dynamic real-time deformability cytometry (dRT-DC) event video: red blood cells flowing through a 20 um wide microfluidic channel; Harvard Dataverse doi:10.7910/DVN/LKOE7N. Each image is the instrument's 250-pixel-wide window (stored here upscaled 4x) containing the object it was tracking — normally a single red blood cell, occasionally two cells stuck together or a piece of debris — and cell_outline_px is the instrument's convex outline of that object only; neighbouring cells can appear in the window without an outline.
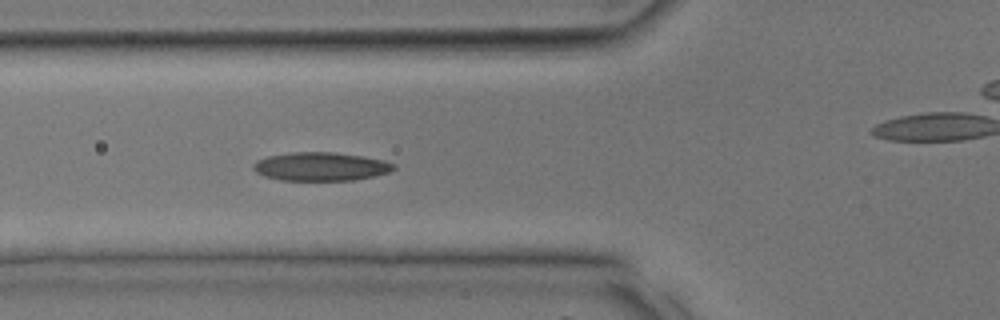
{"species": "common noctule bat (a hibernating species)", "species_latin": "Nyctalus noctula", "temperature_condition": "room temperature", "stored_images_in_passage": 19, "camera_frame_rate_fps": 3000, "um_per_image_px": 0.085, "animal": {"sex": "male", "body_mass_g": 17.9, "forearm_length_mm": 54.2}, "frame": {"image": 1, "passage_image": 6, "time_ms": 1.667, "image_size_px": [1000, 320], "cell_outline_px": [[396, 168], [388, 172], [376, 176], [352, 180], [280, 180], [264, 176], [256, 172], [252, 168], [252, 164], [256, 160], [268, 156], [288, 152], [332, 152], [364, 156], [384, 160], [396, 164]], "centroid_in_image_um": [27.26, 14.15], "position_along_channel_um": 98.5, "area_um2": 23.52}}
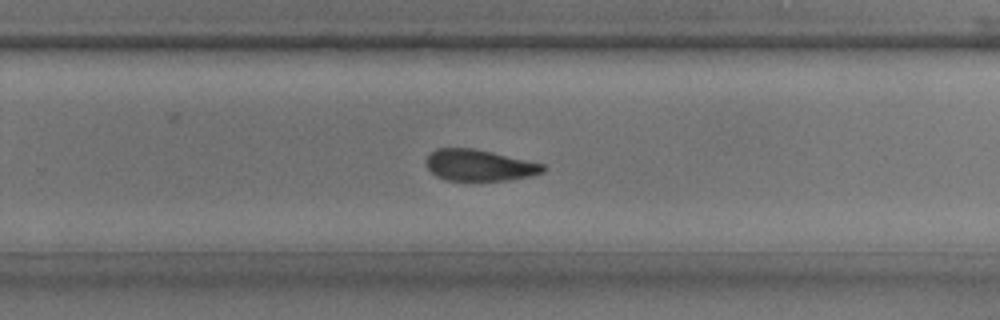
{"frame": {"image": 2, "passage_image": 16, "time_ms": 5.0, "image_size_px": [1000, 320], "cell_outline_px": [[548, 168], [544, 172], [532, 176], [508, 180], [448, 180], [436, 176], [424, 164], [424, 160], [428, 152], [436, 148], [472, 148], [492, 152], [544, 164]], "centroid_in_image_um": [40.72, 14.04], "position_along_channel_um": 289.1, "area_um2": 21.56}}
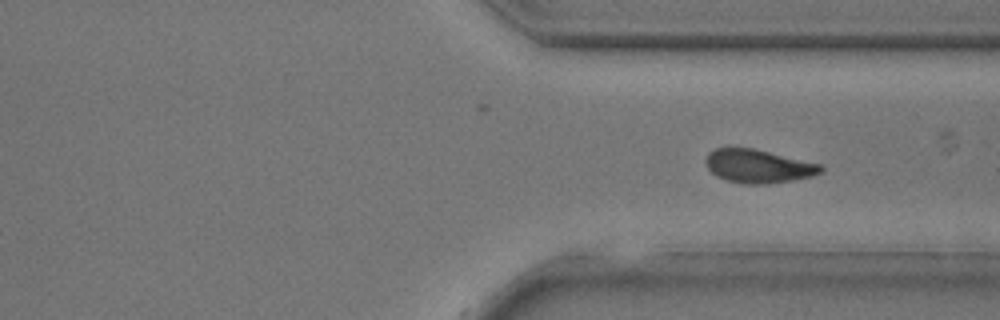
{"frame": {"image": 3, "passage_image": 19, "time_ms": 6.0, "image_size_px": [1000, 320], "cell_outline_px": [[824, 172], [812, 176], [792, 180], [768, 184], [744, 184], [728, 180], [716, 176], [704, 164], [704, 160], [708, 152], [716, 148], [752, 148], [824, 164]], "centroid_in_image_um": [64.48, 14.12], "position_along_channel_um": 346.9, "area_um2": 22.66}}